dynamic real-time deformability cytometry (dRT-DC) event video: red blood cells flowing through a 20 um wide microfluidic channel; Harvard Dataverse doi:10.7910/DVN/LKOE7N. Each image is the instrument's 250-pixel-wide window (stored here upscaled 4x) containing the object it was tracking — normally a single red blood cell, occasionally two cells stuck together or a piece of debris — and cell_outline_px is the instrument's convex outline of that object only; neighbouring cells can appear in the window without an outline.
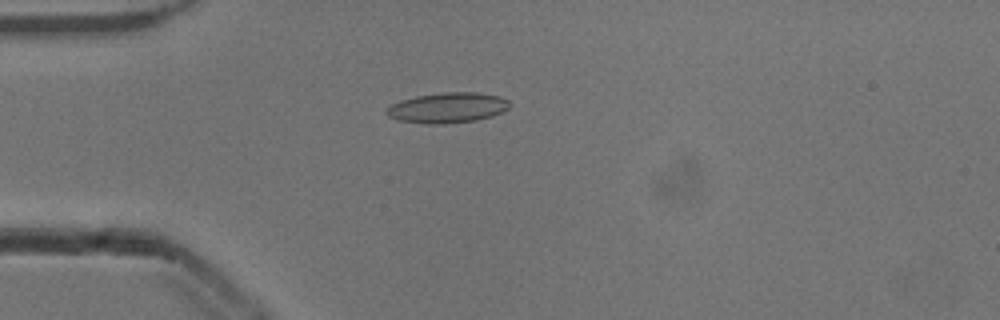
{"species": "common noctule bat (a hibernating species)", "species_latin": "Nyctalus noctula", "temperature_condition": "cold", "stored_images_in_passage": 42, "camera_frame_rate_fps": 3000, "um_per_image_px": 0.085, "animal": {"sex": "male", "body_mass_g": 13.3}, "frame": {"image": 1, "passage_image": 4, "time_ms": 1.0, "image_size_px": [1000, 320], "cell_outline_px": [[512, 104], [504, 112], [492, 116], [476, 120], [444, 124], [428, 124], [396, 120], [388, 116], [384, 112], [384, 108], [400, 100], [416, 96], [444, 92], [476, 92], [500, 96], [508, 100]], "centroid_in_image_um": [38.03, 9.16], "position_along_channel_um": 47.0, "area_um2": 22.08}}
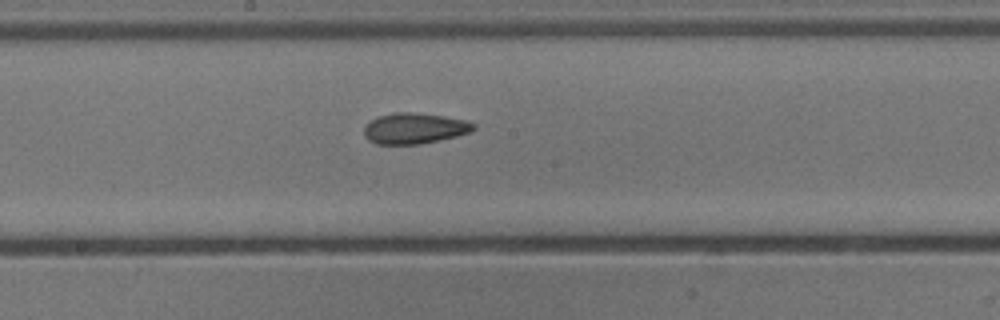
{"frame": {"image": 2, "passage_image": 18, "time_ms": 5.667, "image_size_px": [1000, 320], "cell_outline_px": [[476, 128], [472, 132], [440, 140], [420, 144], [376, 144], [368, 140], [364, 136], [364, 128], [368, 120], [392, 112], [412, 112], [444, 116], [468, 120], [476, 124]], "centroid_in_image_um": [35.24, 10.9], "position_along_channel_um": 213.0, "area_um2": 19.94}}
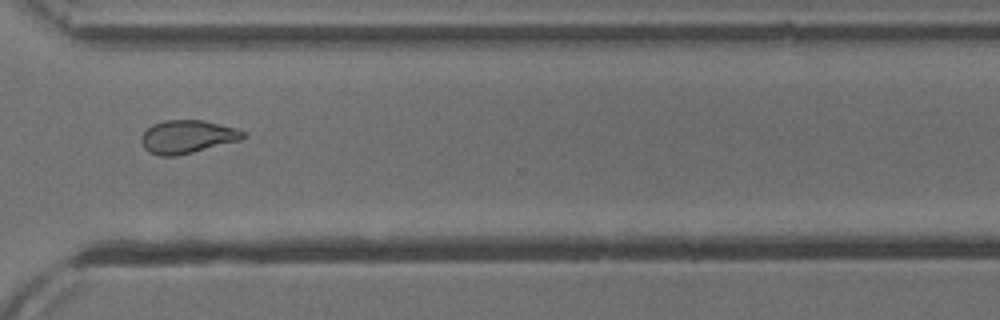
{"frame": {"image": 3, "passage_image": 29, "time_ms": 9.333, "image_size_px": [1000, 320], "cell_outline_px": [[248, 136], [240, 140], [176, 156], [160, 156], [148, 152], [144, 148], [140, 140], [140, 136], [152, 124], [164, 120], [204, 120], [236, 128], [244, 132]], "centroid_in_image_um": [15.9, 11.62], "position_along_channel_um": 354.7, "area_um2": 19.71}, "authors_computed_cell_mechanics": {"area_um2": 19.1029, "velocity_mm_per_s": 3.8785, "shape_relaxation_time_tau1_ms": null, "shape_relaxation_time_tau2_ms": 3.6391, "deformation_change_tau1": null, "deformation_change_tau2": 0.1004}}